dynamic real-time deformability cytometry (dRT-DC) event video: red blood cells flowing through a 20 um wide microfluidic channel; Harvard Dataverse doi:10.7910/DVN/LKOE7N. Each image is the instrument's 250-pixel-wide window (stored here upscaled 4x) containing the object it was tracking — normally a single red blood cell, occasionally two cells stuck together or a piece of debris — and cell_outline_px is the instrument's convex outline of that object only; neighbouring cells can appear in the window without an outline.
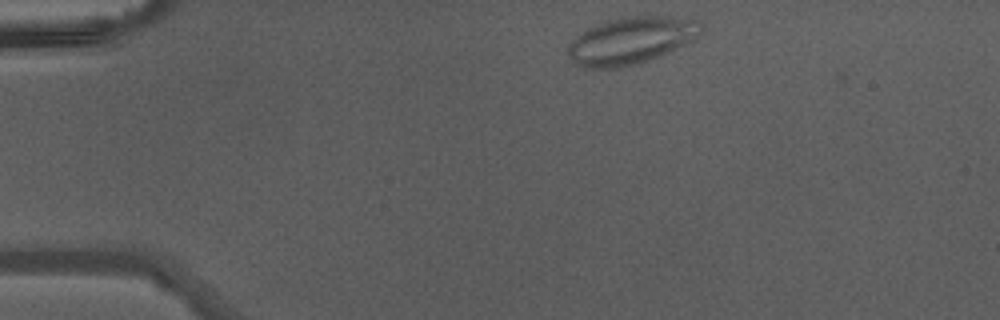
{"species": "Egyptian fruit bat (a non-hibernating species)", "species_latin": "Rousettus aegyptiacus", "temperature_condition": "warm", "stored_images_in_passage": 38, "camera_frame_rate_fps": 3000, "um_per_image_px": 0.085, "animal": {"sex": "male"}, "frame": {"image": 1, "passage_image": 1, "time_ms": 0.0, "image_size_px": [1000, 320], "cell_outline_px": [[700, 32], [692, 40], [676, 48], [648, 60], [636, 64], [620, 68], [588, 68], [572, 60], [568, 56], [568, 44], [576, 36], [588, 28], [604, 20], [632, 16], [664, 16], [696, 20], [700, 24]], "centroid_in_image_um": [53.58, 3.44], "position_along_channel_um": 31.4, "area_um2": 35.89}}
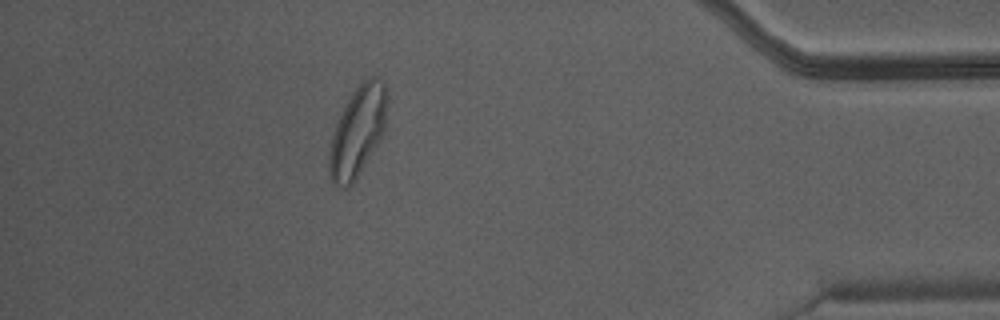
{"frame": {"image": 2, "passage_image": 33, "time_ms": 10.667, "image_size_px": [1000, 320], "cell_outline_px": [[388, 96], [384, 128], [376, 144], [356, 180], [348, 188], [340, 188], [332, 180], [328, 172], [328, 156], [332, 136], [336, 124], [344, 104], [352, 92], [364, 80], [372, 76], [376, 76], [384, 84]], "centroid_in_image_um": [30.37, 11.17], "position_along_channel_um": 404.8, "area_um2": 30.11}}